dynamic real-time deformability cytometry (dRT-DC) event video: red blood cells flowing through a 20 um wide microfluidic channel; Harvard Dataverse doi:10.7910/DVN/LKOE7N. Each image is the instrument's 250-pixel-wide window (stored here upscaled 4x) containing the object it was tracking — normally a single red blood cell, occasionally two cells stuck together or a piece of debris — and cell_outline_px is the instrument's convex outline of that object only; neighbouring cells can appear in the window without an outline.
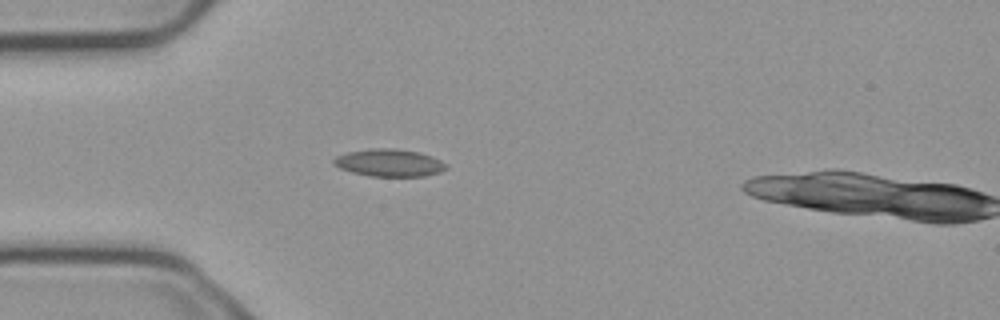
{"species": "common noctule bat (a hibernating species)", "species_latin": "Nyctalus noctula", "temperature_condition": "cold", "stored_images_in_passage": 5, "camera_frame_rate_fps": 3000, "um_per_image_px": 0.085, "animal": {"sex": "male", "body_mass_g": 23.1, "forearm_length_mm": 52.7}, "frame": {"image": 1, "passage_image": 4, "time_ms": 1.0, "image_size_px": [1000, 320], "cell_outline_px": [[448, 168], [440, 172], [424, 176], [368, 176], [352, 172], [340, 168], [332, 164], [332, 160], [336, 156], [348, 152], [372, 148], [392, 148], [420, 152], [432, 156], [448, 164]], "centroid_in_image_um": [33.09, 13.83], "position_along_channel_um": 51.9, "area_um2": 18.09}}